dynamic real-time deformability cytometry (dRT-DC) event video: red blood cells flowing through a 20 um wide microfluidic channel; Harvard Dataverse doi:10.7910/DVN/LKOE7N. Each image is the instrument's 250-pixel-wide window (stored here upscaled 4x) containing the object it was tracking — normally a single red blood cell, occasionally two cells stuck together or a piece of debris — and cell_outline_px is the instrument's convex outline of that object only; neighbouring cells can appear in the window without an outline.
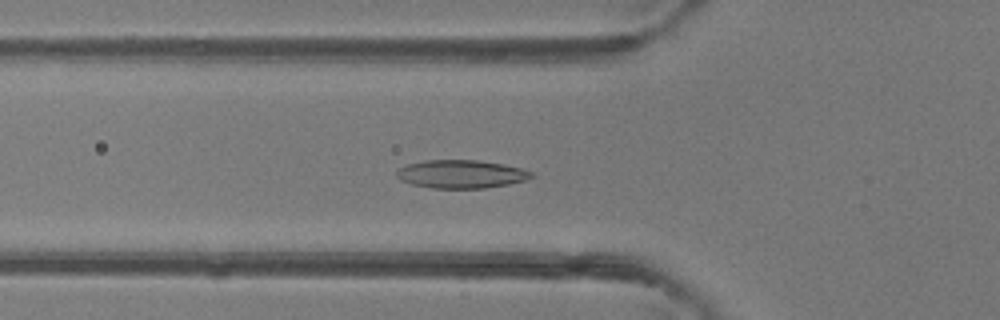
{"species": "common noctule bat (a hibernating species)", "species_latin": "Nyctalus noctula", "temperature_condition": "room temperature", "stored_images_in_passage": 39, "camera_frame_rate_fps": 3000, "um_per_image_px": 0.085, "animal": {"sex": "female"}, "frame": {"image": 1, "passage_image": 7, "time_ms": 2.0, "image_size_px": [1000, 320], "cell_outline_px": [[536, 176], [524, 180], [508, 184], [484, 188], [432, 188], [412, 184], [400, 180], [396, 176], [396, 172], [400, 168], [408, 164], [424, 160], [476, 160], [504, 164], [536, 172]], "centroid_in_image_um": [39.22, 14.79], "position_along_channel_um": 86.6, "area_um2": 22.2}}
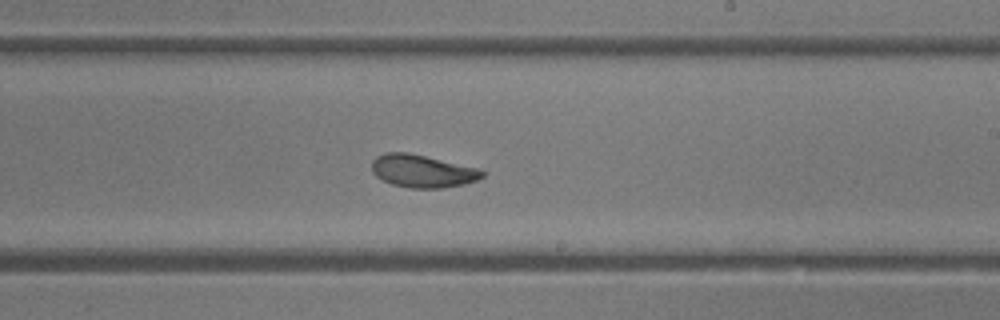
{"frame": {"image": 2, "passage_image": 19, "time_ms": 6.0, "image_size_px": [1000, 320], "cell_outline_px": [[484, 176], [476, 180], [464, 184], [444, 188], [408, 188], [392, 184], [376, 176], [372, 172], [372, 160], [376, 156], [384, 152], [408, 152], [476, 168], [484, 172]], "centroid_in_image_um": [35.86, 14.54], "position_along_channel_um": 253.1, "area_um2": 20.92}}
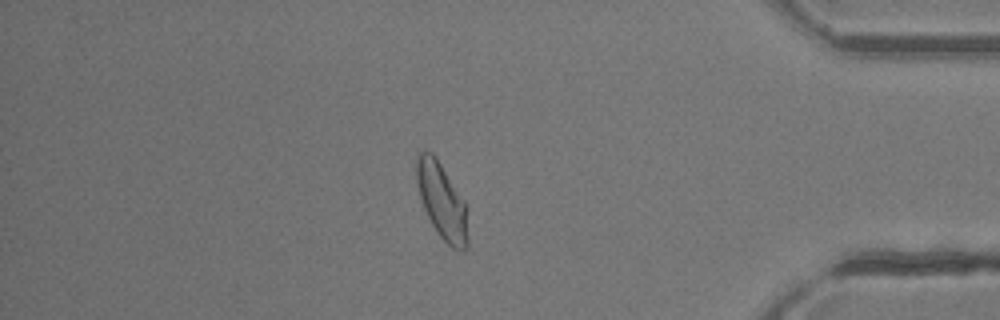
{"frame": {"image": 3, "passage_image": 32, "time_ms": 10.333, "image_size_px": [1000, 320], "cell_outline_px": [[468, 248], [464, 252], [460, 252], [452, 248], [440, 236], [432, 224], [424, 208], [420, 196], [416, 180], [416, 152], [432, 152], [464, 200], [468, 208]], "centroid_in_image_um": [37.6, 17.15], "position_along_channel_um": 397.6, "area_um2": 22.83}, "authors_computed_cell_mechanics": {"area_um2": 21.7906, "velocity_mm_per_s": 4.1562, "shape_relaxation_time_tau1_ms": 3.1236, "shape_relaxation_time_tau2_ms": 1.3347, "deformation_change_tau1": 0.1195, "deformation_change_tau2": 0.0518}}